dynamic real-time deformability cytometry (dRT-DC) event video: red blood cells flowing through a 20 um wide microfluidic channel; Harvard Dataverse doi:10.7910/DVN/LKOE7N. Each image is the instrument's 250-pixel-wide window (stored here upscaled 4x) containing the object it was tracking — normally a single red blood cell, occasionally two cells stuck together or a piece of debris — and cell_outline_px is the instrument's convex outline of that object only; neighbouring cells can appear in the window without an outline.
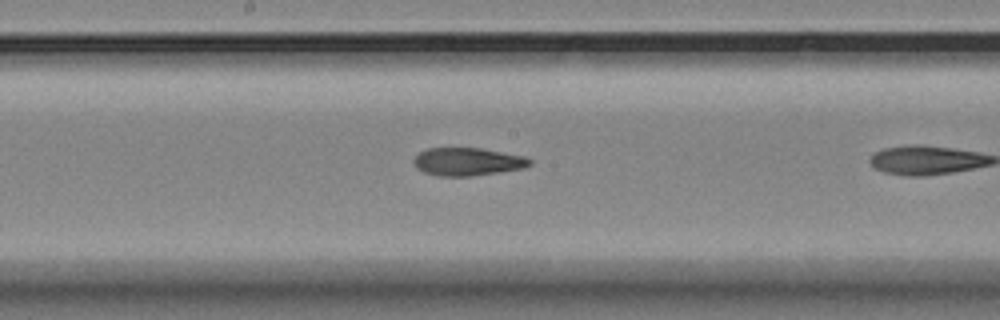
{"species": "Egyptian fruit bat (a non-hibernating species)", "species_latin": "Rousettus aegyptiacus", "temperature_condition": "room temperature", "stored_images_in_passage": 15, "camera_frame_rate_fps": 3000, "um_per_image_px": 0.085, "animal": {"sex": "female"}, "frame": {"image": 1, "passage_image": 11, "time_ms": 3.333, "image_size_px": [1000, 320], "cell_outline_px": [[532, 164], [524, 168], [472, 176], [436, 176], [424, 172], [416, 168], [412, 160], [420, 152], [428, 148], [480, 148], [524, 156], [532, 160]], "centroid_in_image_um": [39.73, 13.75], "position_along_channel_um": 208.5, "area_um2": 18.9}}